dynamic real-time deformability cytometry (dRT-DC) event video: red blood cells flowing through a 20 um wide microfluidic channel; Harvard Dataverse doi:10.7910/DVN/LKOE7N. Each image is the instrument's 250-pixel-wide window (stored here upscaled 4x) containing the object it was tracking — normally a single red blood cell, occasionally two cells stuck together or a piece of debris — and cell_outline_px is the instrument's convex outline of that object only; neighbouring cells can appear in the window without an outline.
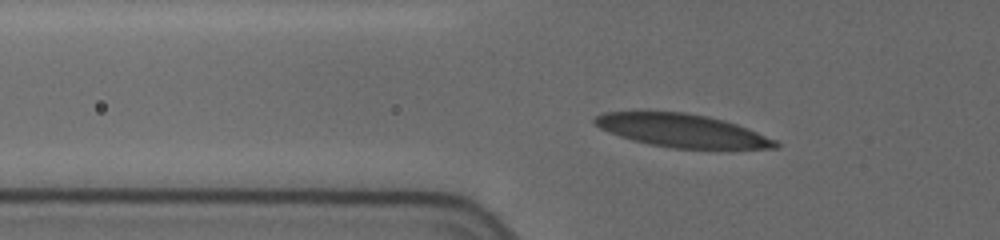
{"species": "human", "species_latin": "Homo sapiens", "temperature_condition": "cold", "stored_images_in_passage": 69, "segment_of_instrument_passage": [1, 2], "camera_frame_rate_fps": 3000, "um_per_image_px": 0.085, "donor": {"sex": "female"}, "frame": {"image": 1, "passage_image": 2, "time_ms": 0.333, "image_size_px": [1000, 240], "cell_outline_px": [[780, 144], [776, 148], [672, 148], [648, 144], [632, 140], [608, 132], [600, 128], [592, 120], [596, 116], [604, 112], [684, 112], [708, 116], [724, 120], [736, 124], [776, 140]], "centroid_in_image_um": [57.94, 11.1], "position_along_channel_um": 67.9, "area_um2": 34.45}}
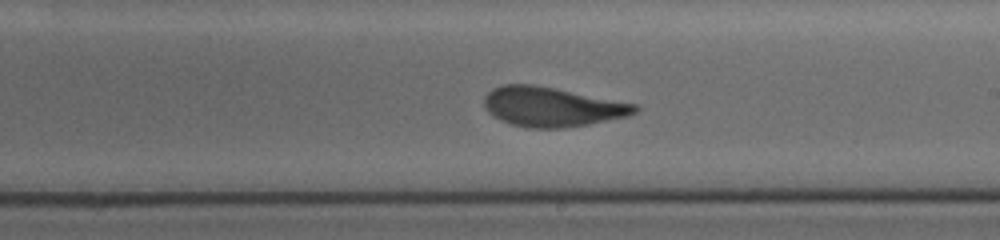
{"frame": {"image": 2, "passage_image": 25, "time_ms": 5.333, "image_size_px": [1000, 240], "cell_outline_px": [[640, 108], [636, 112], [628, 116], [588, 124], [560, 128], [528, 128], [512, 124], [500, 120], [492, 116], [484, 108], [484, 96], [492, 88], [504, 84], [532, 84], [556, 88], [636, 104]], "centroid_in_image_um": [46.88, 9.07], "position_along_channel_um": 242.1, "area_um2": 34.74}}
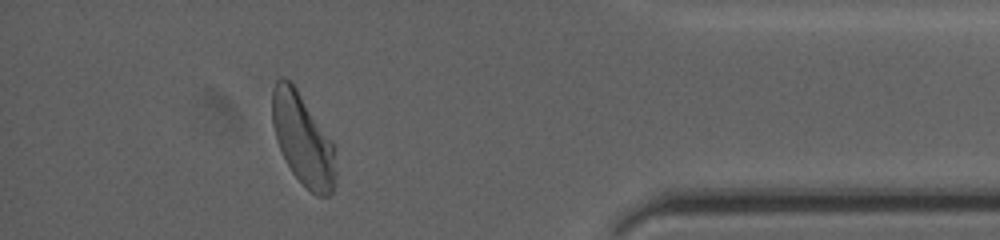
{"frame": {"image": 3, "passage_image": 57, "time_ms": 10.667, "image_size_px": [1000, 240], "cell_outline_px": [[336, 184], [332, 192], [328, 196], [316, 196], [292, 172], [276, 140], [272, 124], [272, 92], [276, 80], [280, 76], [284, 76], [296, 88], [336, 144]], "centroid_in_image_um": [25.78, 11.85], "position_along_channel_um": 409.4, "area_um2": 34.22}}